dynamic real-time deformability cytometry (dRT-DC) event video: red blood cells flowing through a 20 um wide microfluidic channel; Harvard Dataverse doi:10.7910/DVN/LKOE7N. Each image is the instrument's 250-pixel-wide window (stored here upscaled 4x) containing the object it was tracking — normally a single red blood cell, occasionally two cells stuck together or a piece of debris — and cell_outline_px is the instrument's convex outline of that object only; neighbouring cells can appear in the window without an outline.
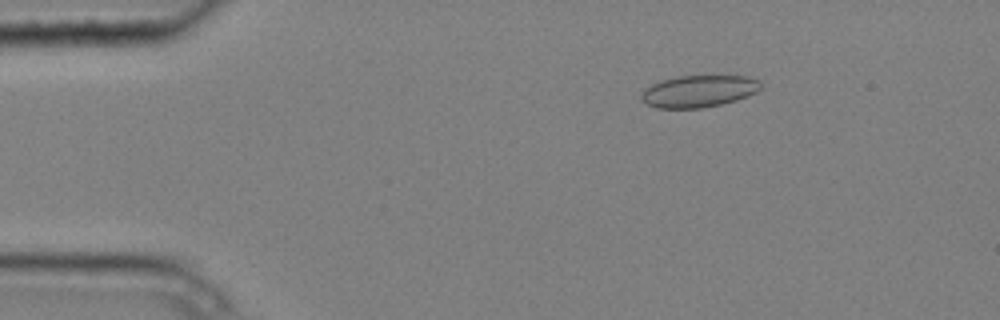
{"species": "common noctule bat (a hibernating species)", "species_latin": "Nyctalus noctula", "temperature_condition": "cold", "stored_images_in_passage": 5, "camera_frame_rate_fps": 3000, "um_per_image_px": 0.085, "animal": {"sex": "male", "body_mass_g": 20.4}, "frame": {"image": 1, "passage_image": 3, "time_ms": 0.667, "image_size_px": [1000, 320], "cell_outline_px": [[760, 88], [756, 92], [748, 96], [736, 100], [720, 104], [700, 108], [656, 108], [648, 104], [640, 96], [652, 84], [660, 80], [680, 76], [748, 76], [760, 80]], "centroid_in_image_um": [59.43, 7.75], "position_along_channel_um": 25.6, "area_um2": 21.96}}